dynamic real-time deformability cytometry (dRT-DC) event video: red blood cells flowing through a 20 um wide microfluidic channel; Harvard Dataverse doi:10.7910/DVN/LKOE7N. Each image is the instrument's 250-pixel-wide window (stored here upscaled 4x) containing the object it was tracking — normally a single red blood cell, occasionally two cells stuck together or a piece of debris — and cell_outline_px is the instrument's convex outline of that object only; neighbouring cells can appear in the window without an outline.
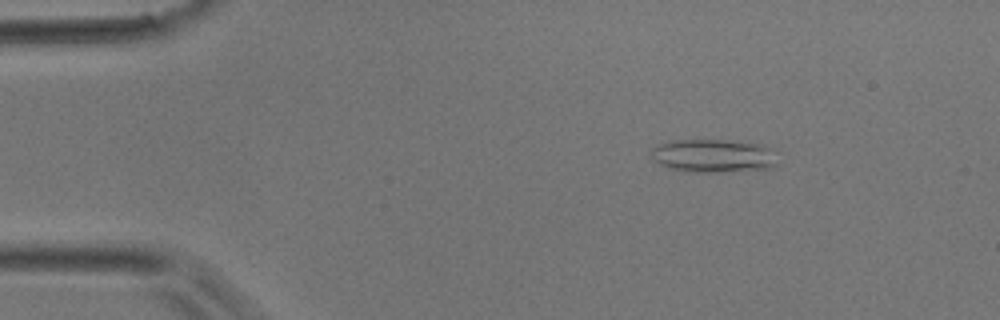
{"species": "common noctule bat (a hibernating species)", "species_latin": "Nyctalus noctula", "temperature_condition": "room temperature", "stored_images_in_passage": 3, "camera_frame_rate_fps": 3000, "um_per_image_px": 0.085, "animal": {"sex": "male", "body_mass_g": 17.9}, "frame": {"image": 1, "passage_image": 2, "time_ms": 0.333, "image_size_px": [1000, 320], "cell_outline_px": [[776, 164], [772, 168], [720, 172], [692, 172], [672, 168], [660, 164], [652, 156], [652, 148], [656, 144], [672, 140], [728, 140], [760, 144], [768, 148]], "centroid_in_image_um": [60.58, 13.23], "position_along_channel_um": 24.4, "area_um2": 24.1}}